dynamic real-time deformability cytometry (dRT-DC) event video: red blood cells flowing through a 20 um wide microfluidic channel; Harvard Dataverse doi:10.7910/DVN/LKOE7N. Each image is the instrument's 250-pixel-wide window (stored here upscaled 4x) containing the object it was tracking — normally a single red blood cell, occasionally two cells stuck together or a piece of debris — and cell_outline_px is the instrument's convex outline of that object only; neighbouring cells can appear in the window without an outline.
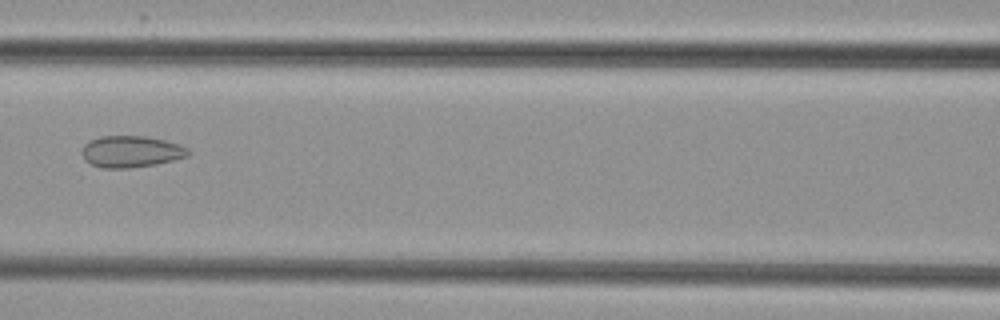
{"species": "common noctule bat (a hibernating species)", "species_latin": "Nyctalus noctula", "temperature_condition": "cold", "stored_images_in_passage": 7, "camera_frame_rate_fps": 3000, "um_per_image_px": 0.085, "animal": {"sex": "female", "body_mass_g": 29.2, "forearm_length_mm": 56.3}, "frame": {"image": 1, "passage_image": 7, "time_ms": 8.0, "image_size_px": [1000, 320], "cell_outline_px": [[192, 152], [188, 156], [156, 164], [128, 168], [100, 168], [84, 160], [80, 152], [84, 144], [100, 136], [144, 136], [164, 140], [180, 144], [188, 148]], "centroid_in_image_um": [11.13, 12.89], "position_along_channel_um": 155.5, "area_um2": 19.65}}